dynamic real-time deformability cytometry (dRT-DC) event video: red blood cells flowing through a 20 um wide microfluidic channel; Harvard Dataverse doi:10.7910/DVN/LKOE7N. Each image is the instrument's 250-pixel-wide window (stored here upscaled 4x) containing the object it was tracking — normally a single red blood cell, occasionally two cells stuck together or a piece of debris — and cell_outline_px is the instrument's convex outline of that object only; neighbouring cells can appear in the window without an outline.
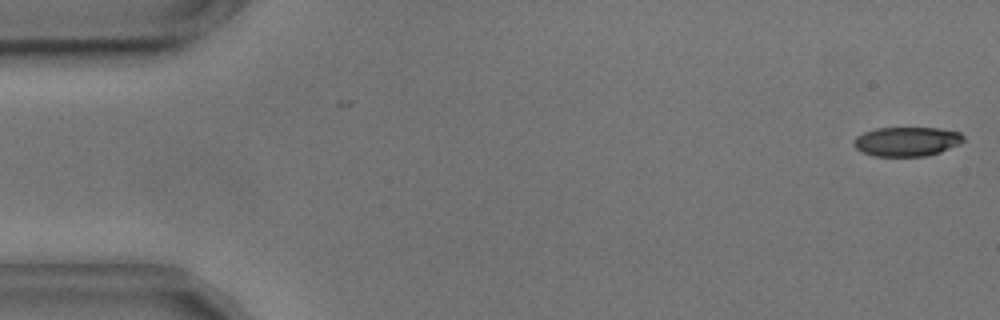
{"species": "common noctule bat (a hibernating species)", "species_latin": "Nyctalus noctula", "temperature_condition": "cold", "stored_images_in_passage": 54, "camera_frame_rate_fps": 3000, "um_per_image_px": 0.085, "animal": {"sex": "male", "body_mass_g": 17.9, "forearm_length_mm": 54.2}, "frame": {"image": 1, "passage_image": 1, "time_ms": 0.0, "image_size_px": [1000, 320], "cell_outline_px": [[964, 140], [940, 152], [924, 156], [876, 156], [864, 152], [856, 148], [852, 144], [856, 136], [864, 132], [876, 128], [940, 128], [960, 132], [964, 136]], "centroid_in_image_um": [77.06, 12.02], "position_along_channel_um": 7.9, "area_um2": 18.55}}
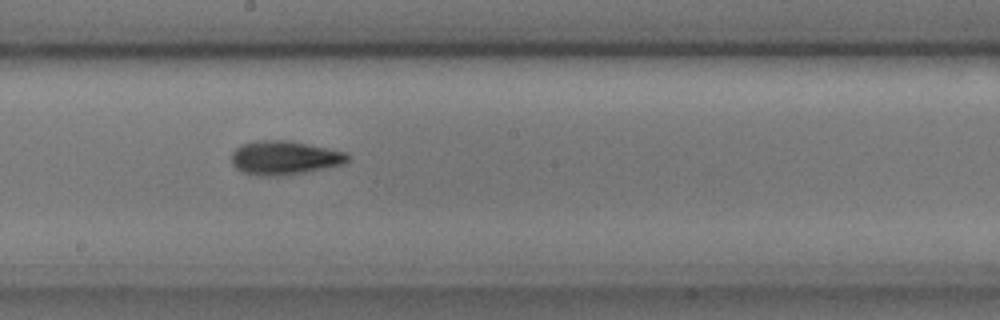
{"frame": {"image": 2, "passage_image": 29, "time_ms": 9.333, "image_size_px": [1000, 320], "cell_outline_px": [[348, 160], [344, 164], [328, 168], [280, 176], [256, 176], [240, 172], [232, 164], [232, 152], [240, 144], [256, 140], [288, 140], [348, 152]], "centroid_in_image_um": [24.16, 13.41], "position_along_channel_um": 224.0, "area_um2": 23.24}}
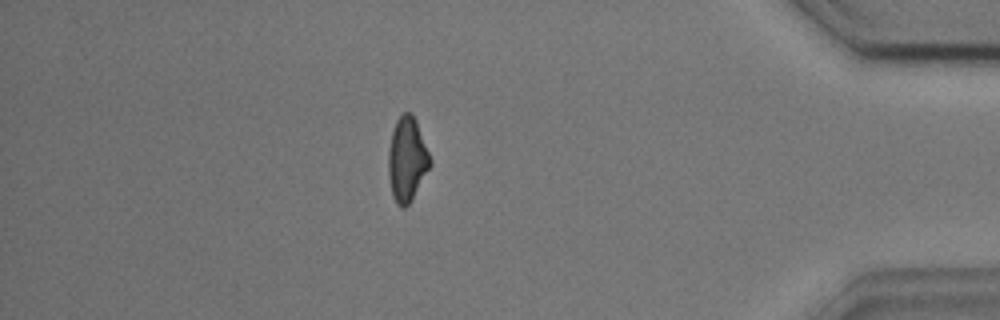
{"frame": {"image": 3, "passage_image": 47, "time_ms": 15.333, "image_size_px": [1000, 320], "cell_outline_px": [[432, 164], [412, 200], [404, 208], [400, 208], [396, 204], [392, 196], [388, 176], [388, 148], [392, 132], [396, 120], [404, 112], [412, 112], [416, 120], [432, 160]], "centroid_in_image_um": [34.59, 13.57], "position_along_channel_um": 400.6, "area_um2": 20.81}, "authors_computed_cell_mechanics": {"area_um2": 20.7213, "velocity_mm_per_s": 3.6385, "shape_relaxation_time_tau1_ms": 2.8802, "shape_relaxation_time_tau2_ms": 4.0151, "deformation_change_tau1": 0.1247, "deformation_change_tau2": 0.1162}}